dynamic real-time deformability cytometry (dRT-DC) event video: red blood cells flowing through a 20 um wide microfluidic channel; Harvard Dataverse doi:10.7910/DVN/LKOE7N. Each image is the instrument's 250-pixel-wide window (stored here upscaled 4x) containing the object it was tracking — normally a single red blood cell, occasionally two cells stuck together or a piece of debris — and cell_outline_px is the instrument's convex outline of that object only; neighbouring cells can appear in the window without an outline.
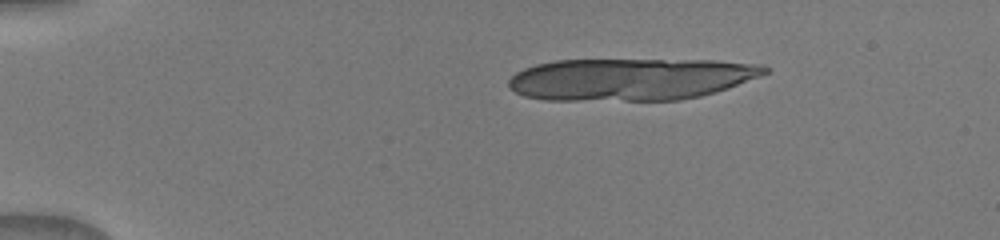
{"species": "human", "species_latin": "Homo sapiens", "temperature_condition": "warm", "stored_images_in_passage": 13, "camera_frame_rate_fps": 3000, "um_per_image_px": 0.085, "donor": {"sex": "male"}, "frame": {"image": 1, "passage_image": 6, "time_ms": 2.667, "image_size_px": [1000, 240], "cell_outline_px": [[768, 72], [760, 76], [728, 88], [716, 92], [700, 96], [680, 100], [544, 100], [524, 96], [508, 88], [508, 80], [516, 72], [524, 68], [536, 64], [556, 60], [716, 60], [764, 64], [768, 68]], "centroid_in_image_um": [53.61, 6.73], "position_along_channel_um": 31.4, "area_um2": 63.23}}